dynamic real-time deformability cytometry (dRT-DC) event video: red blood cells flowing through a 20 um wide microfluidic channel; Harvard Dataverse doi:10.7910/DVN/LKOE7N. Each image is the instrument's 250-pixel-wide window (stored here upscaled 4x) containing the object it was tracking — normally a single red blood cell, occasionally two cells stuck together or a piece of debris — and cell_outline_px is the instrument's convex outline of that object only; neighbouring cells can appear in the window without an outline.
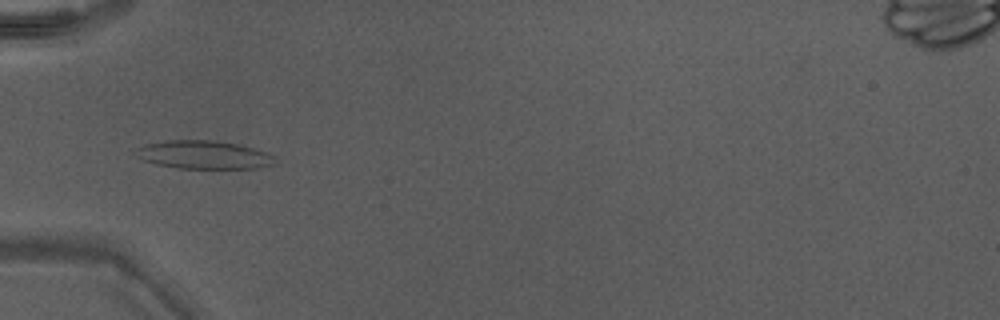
{"species": "Egyptian fruit bat (a non-hibernating species)", "species_latin": "Rousettus aegyptiacus", "temperature_condition": "warm", "stored_images_in_passage": 4, "camera_frame_rate_fps": 3000, "um_per_image_px": 0.085, "animal": {"sex": "male"}, "frame": {"image": 1, "passage_image": 1, "time_ms": 0.0, "image_size_px": [1000, 320], "cell_outline_px": [[276, 156], [272, 164], [256, 168], [180, 168], [156, 164], [144, 160], [132, 152], [148, 144], [168, 140], [212, 140], [236, 144], [252, 148]], "centroid_in_image_um": [17.31, 13.16], "position_along_channel_um": 67.7, "area_um2": 22.43}}